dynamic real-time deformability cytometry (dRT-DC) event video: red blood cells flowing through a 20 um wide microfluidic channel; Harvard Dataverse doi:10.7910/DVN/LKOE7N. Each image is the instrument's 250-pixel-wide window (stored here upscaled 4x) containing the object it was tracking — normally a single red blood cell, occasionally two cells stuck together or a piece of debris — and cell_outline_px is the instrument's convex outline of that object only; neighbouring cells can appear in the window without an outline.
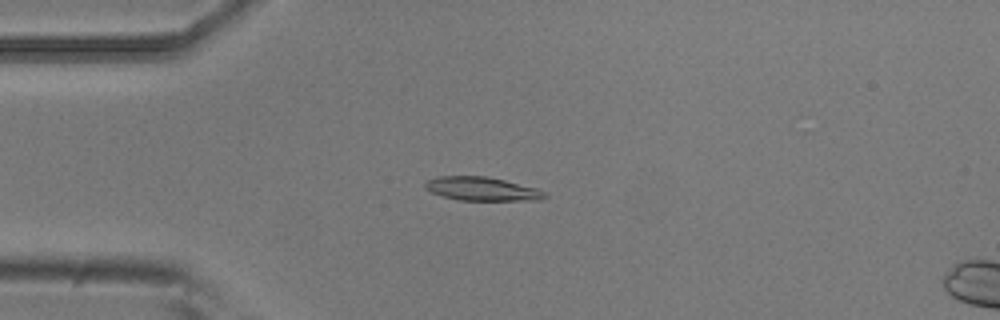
{"species": "common noctule bat (a hibernating species)", "species_latin": "Nyctalus noctula", "temperature_condition": "room temperature", "stored_images_in_passage": 4, "camera_frame_rate_fps": 3000, "um_per_image_px": 0.085, "animal": {"sex": "male", "body_mass_g": 20.5, "forearm_length_mm": 52.5}, "frame": {"image": 1, "passage_image": 3, "time_ms": 0.667, "image_size_px": [1000, 320], "cell_outline_px": [[548, 196], [540, 200], [460, 200], [444, 196], [432, 192], [424, 188], [424, 184], [428, 180], [440, 176], [484, 176], [504, 180], [536, 188], [548, 192]], "centroid_in_image_um": [41.0, 16.05], "position_along_channel_um": 44.0, "area_um2": 16.36}}